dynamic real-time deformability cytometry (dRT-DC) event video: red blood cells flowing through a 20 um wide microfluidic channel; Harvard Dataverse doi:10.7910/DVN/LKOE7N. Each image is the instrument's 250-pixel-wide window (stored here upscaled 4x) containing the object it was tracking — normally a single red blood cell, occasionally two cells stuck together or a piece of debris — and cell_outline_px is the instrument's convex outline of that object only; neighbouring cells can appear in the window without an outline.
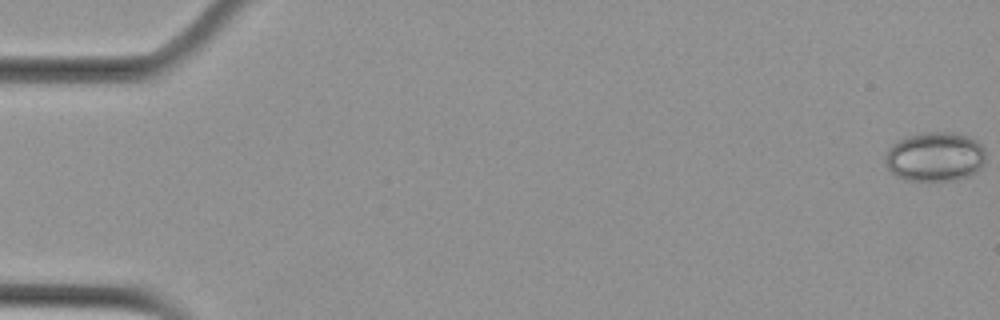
{"species": "Egyptian fruit bat (a non-hibernating species)", "species_latin": "Rousettus aegyptiacus", "temperature_condition": "cold", "stored_images_in_passage": 5, "camera_frame_rate_fps": 3000, "um_per_image_px": 0.085, "animal": {"sex": "female"}, "frame": {"image": 1, "passage_image": 1, "time_ms": 0.0, "image_size_px": [1000, 320], "cell_outline_px": [[984, 164], [976, 172], [968, 176], [956, 180], [904, 180], [896, 176], [888, 168], [884, 160], [884, 156], [892, 144], [908, 136], [928, 132], [948, 132], [968, 136], [976, 140], [984, 148]], "centroid_in_image_um": [79.47, 13.33], "position_along_channel_um": 5.5, "area_um2": 28.84}}